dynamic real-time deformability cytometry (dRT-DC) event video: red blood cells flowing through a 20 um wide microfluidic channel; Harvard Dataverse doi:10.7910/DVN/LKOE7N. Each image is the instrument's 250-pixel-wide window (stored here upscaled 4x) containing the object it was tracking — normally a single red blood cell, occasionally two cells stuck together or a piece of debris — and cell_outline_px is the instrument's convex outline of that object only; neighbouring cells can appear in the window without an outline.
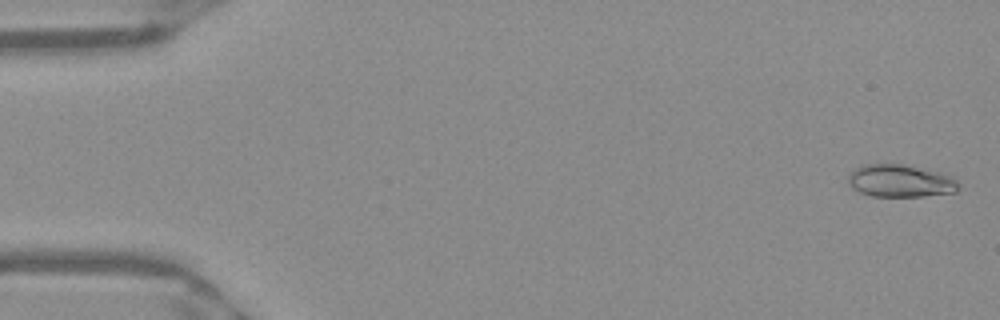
{"species": "Egyptian fruit bat (a non-hibernating species)", "species_latin": "Rousettus aegyptiacus", "temperature_condition": "warm", "stored_images_in_passage": 52, "camera_frame_rate_fps": 3000, "um_per_image_px": 0.085, "frame": {"image": 1, "passage_image": 2, "time_ms": 0.333, "image_size_px": [1000, 320], "cell_outline_px": [[960, 188], [956, 192], [924, 196], [872, 196], [860, 192], [852, 188], [848, 180], [848, 176], [860, 164], [904, 164], [952, 176], [960, 184]], "centroid_in_image_um": [76.54, 15.38], "position_along_channel_um": 8.5, "area_um2": 20.87}}
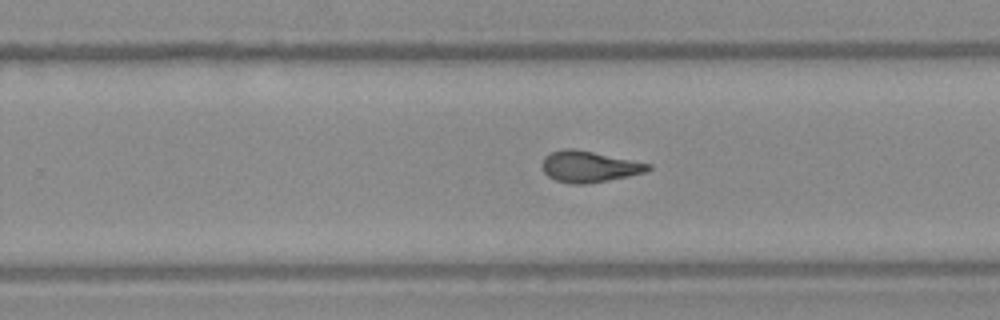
{"frame": {"image": 2, "passage_image": 33, "time_ms": 10.667, "image_size_px": [1000, 320], "cell_outline_px": [[652, 168], [644, 172], [628, 176], [608, 180], [584, 184], [572, 184], [556, 180], [548, 176], [544, 172], [544, 156], [552, 152], [564, 148], [572, 148], [652, 164]], "centroid_in_image_um": [50.08, 14.16], "position_along_channel_um": 279.7, "area_um2": 18.9}}
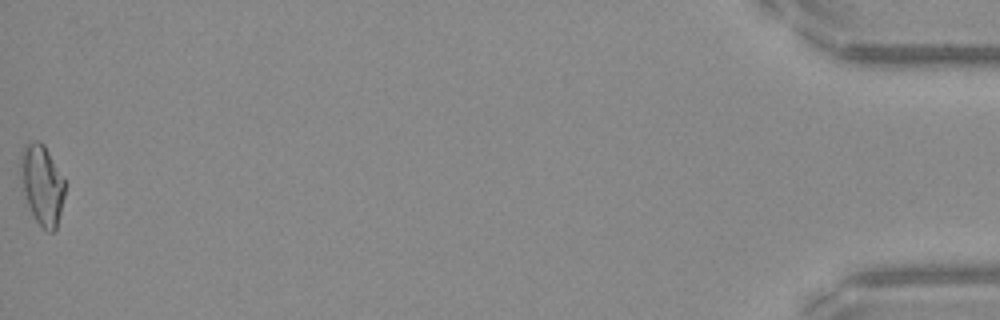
{"frame": {"image": 3, "passage_image": 52, "time_ms": 17.0, "image_size_px": [1000, 320], "cell_outline_px": [[64, 196], [56, 228], [52, 232], [48, 232], [36, 220], [28, 204], [16, 172], [20, 152], [24, 144], [36, 140], [40, 140], [44, 144], [64, 180]], "centroid_in_image_um": [3.49, 15.62], "position_along_channel_um": 431.7, "area_um2": 20.92}, "authors_computed_cell_mechanics": {"area_um2": 19.4497, "velocity_mm_per_s": 3.9672, "shape_relaxation_time_tau1_ms": null, "shape_relaxation_time_tau2_ms": 1.7465, "deformation_change_tau1": null, "deformation_change_tau2": 0.0943}}